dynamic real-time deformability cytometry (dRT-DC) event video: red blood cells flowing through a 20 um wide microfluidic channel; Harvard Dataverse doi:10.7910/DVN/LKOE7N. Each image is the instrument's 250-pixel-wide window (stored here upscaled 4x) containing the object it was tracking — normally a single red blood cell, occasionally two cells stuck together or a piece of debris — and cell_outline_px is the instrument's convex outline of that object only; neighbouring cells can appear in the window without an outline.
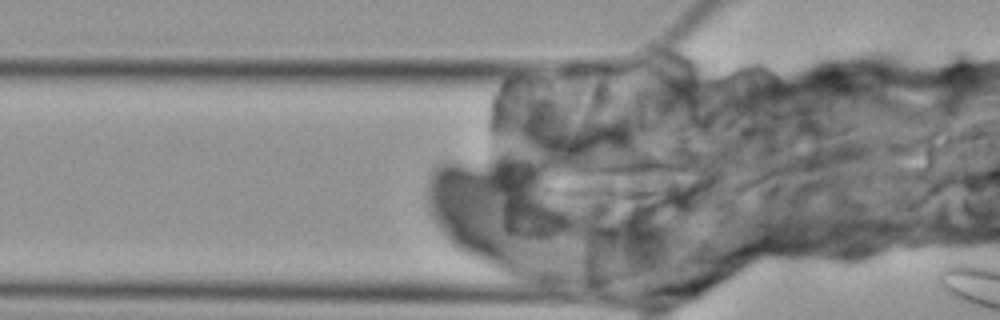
{"species": "Egyptian fruit bat (a non-hibernating species)", "species_latin": "Rousettus aegyptiacus", "temperature_condition": "cold", "stored_images_in_passage": 2, "camera_frame_rate_fps": 3000, "um_per_image_px": 0.085, "animal": {"sex": "female"}, "frame": {"image": 1, "passage_image": 2, "time_ms": 1.0, "image_size_px": [1000, 320], "cell_outline_px": [[564, 220], [544, 232], [504, 220], [496, 176], [500, 168], [528, 172], [564, 216]], "centroid_in_image_um": [44.72, 17.11], "position_along_channel_um": 81.1, "area_um2": 19.59}}